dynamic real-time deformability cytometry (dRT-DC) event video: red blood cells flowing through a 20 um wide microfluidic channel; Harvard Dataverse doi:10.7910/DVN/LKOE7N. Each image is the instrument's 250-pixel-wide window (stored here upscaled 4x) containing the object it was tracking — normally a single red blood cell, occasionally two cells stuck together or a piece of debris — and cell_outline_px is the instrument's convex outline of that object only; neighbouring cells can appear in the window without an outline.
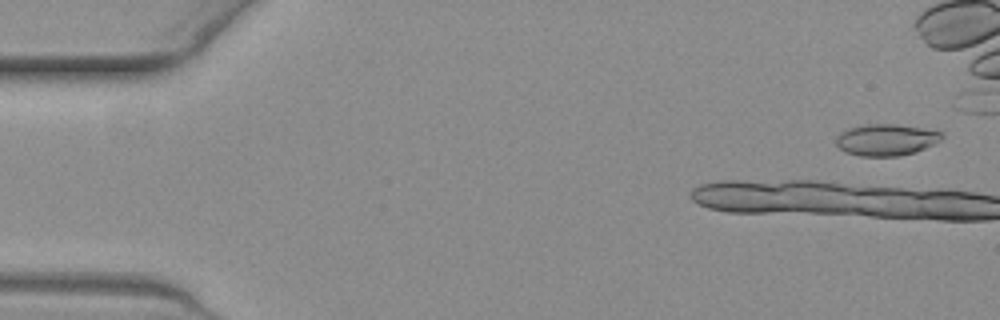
{"species": "common noctule bat (a hibernating species)", "species_latin": "Nyctalus noctula", "temperature_condition": "warm", "stored_images_in_passage": 11, "camera_frame_rate_fps": 3000, "um_per_image_px": 0.085, "animal": {"sex": "female", "body_mass_g": 19.3, "forearm_length_mm": 54.1}, "frame": {"image": 1, "passage_image": 2, "time_ms": 0.333, "image_size_px": [1000, 320], "cell_outline_px": [[944, 136], [940, 140], [916, 152], [900, 156], [860, 156], [844, 152], [836, 144], [836, 136], [840, 132], [848, 128], [864, 124], [896, 124], [944, 132]], "centroid_in_image_um": [75.29, 11.88], "position_along_channel_um": 9.7, "area_um2": 19.54}}